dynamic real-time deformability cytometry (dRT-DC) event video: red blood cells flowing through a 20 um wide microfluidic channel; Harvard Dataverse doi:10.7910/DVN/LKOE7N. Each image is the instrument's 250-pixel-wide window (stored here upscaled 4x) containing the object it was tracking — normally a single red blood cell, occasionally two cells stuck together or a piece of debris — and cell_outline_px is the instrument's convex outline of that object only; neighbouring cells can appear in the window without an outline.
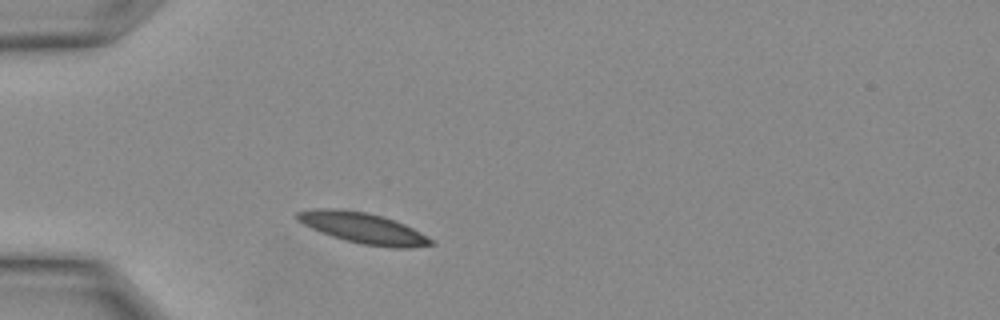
{"species": "Egyptian fruit bat (a non-hibernating species)", "species_latin": "Rousettus aegyptiacus", "temperature_condition": "warm", "stored_images_in_passage": 7, "camera_frame_rate_fps": 3000, "um_per_image_px": 0.085, "animal": {"sex": "female"}, "frame": {"image": 1, "passage_image": 1, "time_ms": 0.0, "image_size_px": [1000, 320], "cell_outline_px": [[436, 244], [404, 248], [392, 248], [364, 244], [344, 240], [332, 236], [312, 228], [296, 220], [296, 212], [316, 208], [336, 208], [364, 212], [380, 216], [404, 224], [436, 240]], "centroid_in_image_um": [30.87, 19.39], "position_along_channel_um": 54.1, "area_um2": 23.76}}
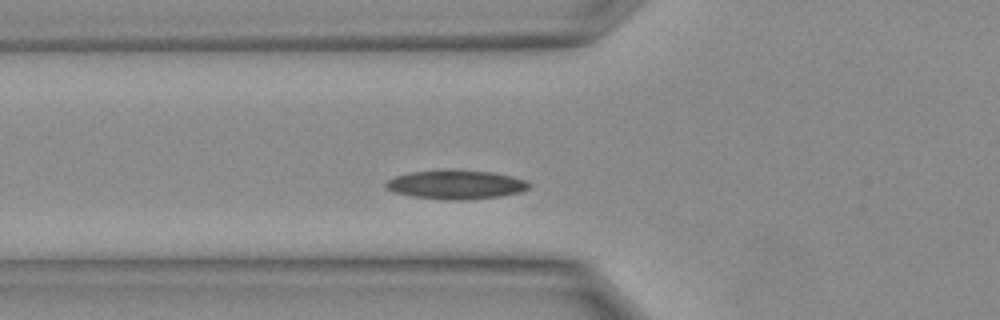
{"frame": {"image": 2, "passage_image": 3, "time_ms": 0.667, "image_size_px": [1000, 320], "cell_outline_px": [[532, 184], [528, 188], [520, 192], [500, 196], [460, 200], [448, 200], [412, 196], [392, 192], [384, 188], [384, 184], [388, 180], [396, 176], [412, 172], [492, 172], [512, 176], [528, 180]], "centroid_in_image_um": [38.77, 15.73], "position_along_channel_um": 87.0, "area_um2": 23.41}}